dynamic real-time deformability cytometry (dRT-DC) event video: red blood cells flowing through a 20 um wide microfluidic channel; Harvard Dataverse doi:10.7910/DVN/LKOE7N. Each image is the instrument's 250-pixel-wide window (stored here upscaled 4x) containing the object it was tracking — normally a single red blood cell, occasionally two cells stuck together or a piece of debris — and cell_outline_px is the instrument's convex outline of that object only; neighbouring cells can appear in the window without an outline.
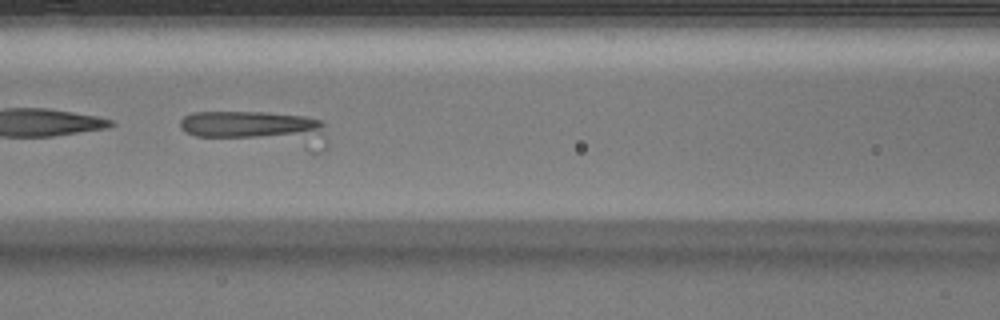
{"species": "Egyptian fruit bat (a non-hibernating species)", "species_latin": "Rousettus aegyptiacus", "temperature_condition": "warm", "stored_images_in_passage": 52, "camera_frame_rate_fps": 3000, "um_per_image_px": 0.085, "animal": {"sex": "male"}, "frame": {"image": 1, "passage_image": 26, "time_ms": 8.333, "image_size_px": [1000, 320], "cell_outline_px": [[328, 148], [320, 152], [312, 152], [196, 136], [180, 128], [180, 120], [184, 116], [192, 112], [268, 112], [308, 116], [324, 120], [328, 144]], "centroid_in_image_um": [22.09, 10.98], "position_along_channel_um": 144.5, "area_um2": 31.5}}